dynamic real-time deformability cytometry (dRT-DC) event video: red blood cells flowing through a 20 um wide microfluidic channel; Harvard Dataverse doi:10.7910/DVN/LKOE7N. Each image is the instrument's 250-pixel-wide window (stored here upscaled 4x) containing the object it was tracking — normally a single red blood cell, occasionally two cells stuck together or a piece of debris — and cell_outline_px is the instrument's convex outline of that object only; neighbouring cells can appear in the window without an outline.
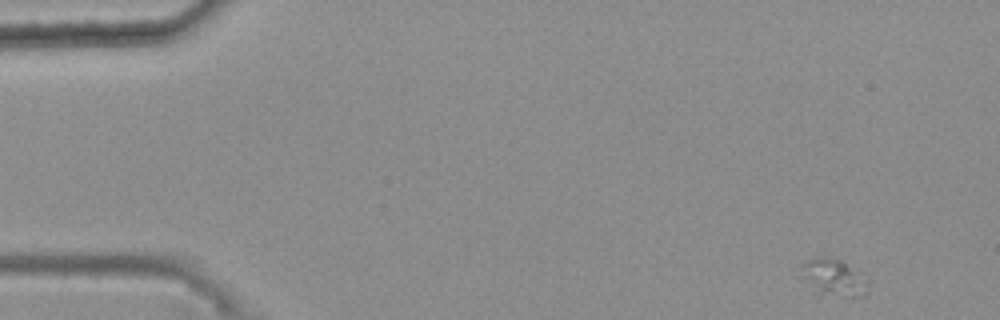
{"species": "common noctule bat (a hibernating species)", "species_latin": "Nyctalus noctula", "temperature_condition": "warm", "stored_images_in_passage": 45, "camera_frame_rate_fps": 3000, "um_per_image_px": 0.085, "animal": {"sex": "female", "body_mass_g": 25.1}, "frame": {"image": 1, "passage_image": 1, "time_ms": 0.0, "image_size_px": [1000, 320], "cell_outline_px": [[872, 280], [864, 296], [816, 300], [804, 276], [800, 264], [804, 260], [824, 256], [828, 256], [840, 260], [868, 276]], "centroid_in_image_um": [70.89, 23.69], "position_along_channel_um": 14.1, "area_um2": 15.9}}
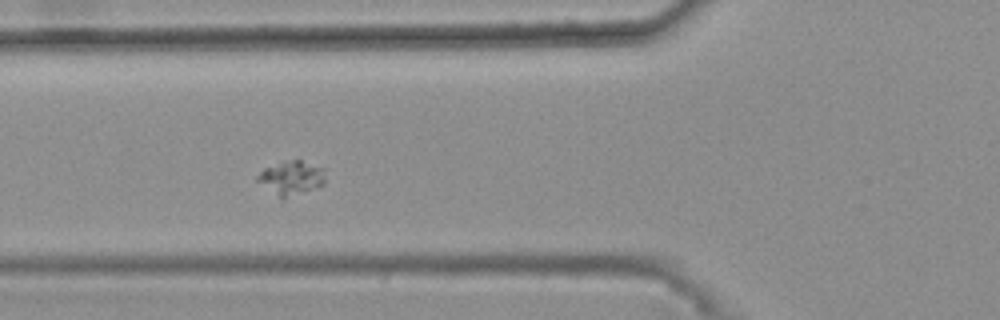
{"frame": {"image": 2, "passage_image": 18, "time_ms": 5.667, "image_size_px": [1000, 320], "cell_outline_px": [[324, 184], [284, 200], [256, 180], [256, 176], [264, 168], [284, 160], [300, 160], [324, 168]], "centroid_in_image_um": [24.75, 15.11], "position_along_channel_um": 101.0, "area_um2": 13.35}}
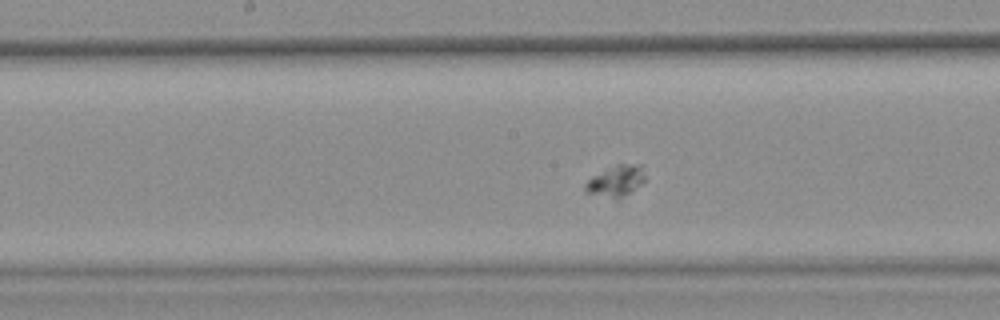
{"frame": {"image": 3, "passage_image": 26, "time_ms": 8.333, "image_size_px": [1000, 320], "cell_outline_px": [[644, 180], [640, 184], [620, 200], [616, 200], [584, 192], [584, 184], [592, 176], [616, 164], [644, 164]], "centroid_in_image_um": [52.34, 15.39], "position_along_channel_um": 195.9, "area_um2": 11.04}}